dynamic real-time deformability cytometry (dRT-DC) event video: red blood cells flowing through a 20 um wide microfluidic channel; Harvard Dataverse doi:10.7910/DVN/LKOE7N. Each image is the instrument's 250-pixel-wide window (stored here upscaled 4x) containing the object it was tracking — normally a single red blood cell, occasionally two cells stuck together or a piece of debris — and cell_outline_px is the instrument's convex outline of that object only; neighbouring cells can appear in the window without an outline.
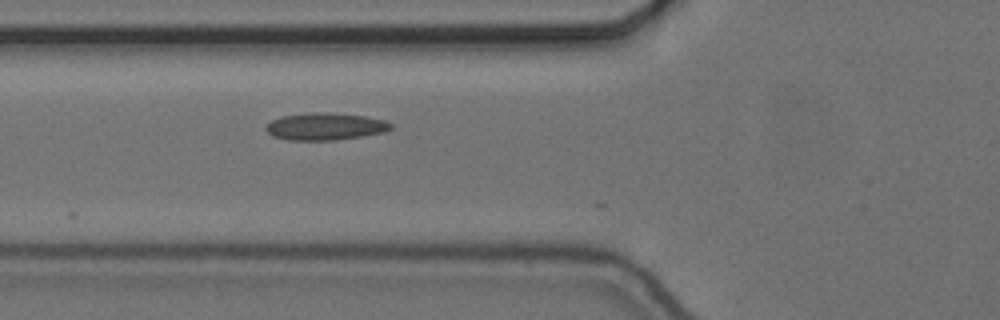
{"species": "common noctule bat (a hibernating species)", "species_latin": "Nyctalus noctula", "temperature_condition": "cold", "stored_images_in_passage": 16, "camera_frame_rate_fps": 3000, "um_per_image_px": 0.085, "animal": {"sex": "female", "body_mass_g": 24.6, "forearm_length_mm": 56.2}, "frame": {"image": 1, "passage_image": 3, "time_ms": 0.667, "image_size_px": [1000, 320], "cell_outline_px": [[392, 128], [384, 132], [336, 140], [288, 140], [272, 136], [264, 128], [272, 120], [280, 116], [312, 112], [328, 112], [364, 116], [384, 120], [392, 124]], "centroid_in_image_um": [27.62, 10.74], "position_along_channel_um": 98.2, "area_um2": 19.77}}
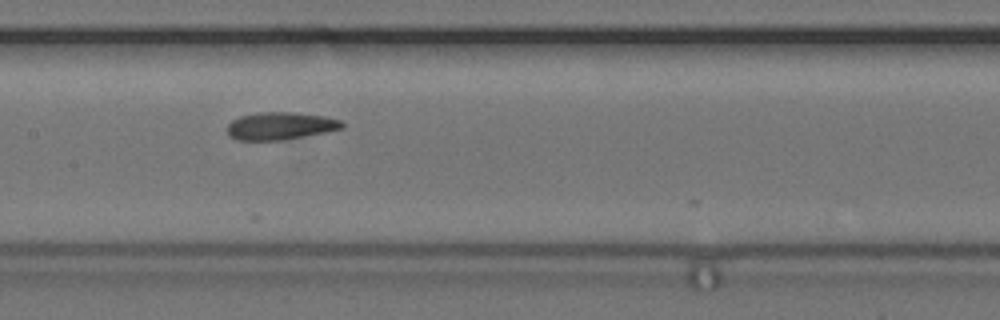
{"frame": {"image": 2, "passage_image": 10, "time_ms": 3.0, "image_size_px": [1000, 320], "cell_outline_px": [[344, 128], [328, 132], [284, 140], [236, 140], [228, 136], [228, 124], [232, 120], [240, 116], [260, 112], [292, 112], [324, 116], [340, 120], [344, 124]], "centroid_in_image_um": [23.84, 10.71], "position_along_channel_um": 183.6, "area_um2": 18.55}}
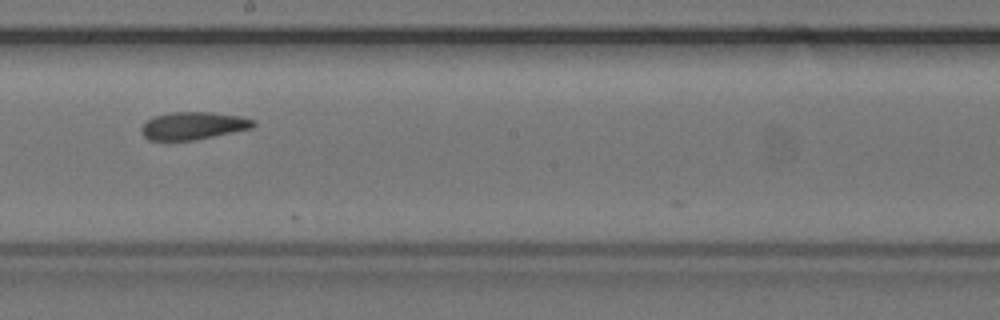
{"frame": {"image": 3, "passage_image": 14, "time_ms": 4.333, "image_size_px": [1000, 320], "cell_outline_px": [[256, 124], [252, 128], [196, 140], [148, 140], [140, 132], [140, 128], [148, 120], [156, 116], [168, 112], [212, 112], [240, 116], [256, 120]], "centroid_in_image_um": [16.44, 10.68], "position_along_channel_um": 231.8, "area_um2": 18.09}}